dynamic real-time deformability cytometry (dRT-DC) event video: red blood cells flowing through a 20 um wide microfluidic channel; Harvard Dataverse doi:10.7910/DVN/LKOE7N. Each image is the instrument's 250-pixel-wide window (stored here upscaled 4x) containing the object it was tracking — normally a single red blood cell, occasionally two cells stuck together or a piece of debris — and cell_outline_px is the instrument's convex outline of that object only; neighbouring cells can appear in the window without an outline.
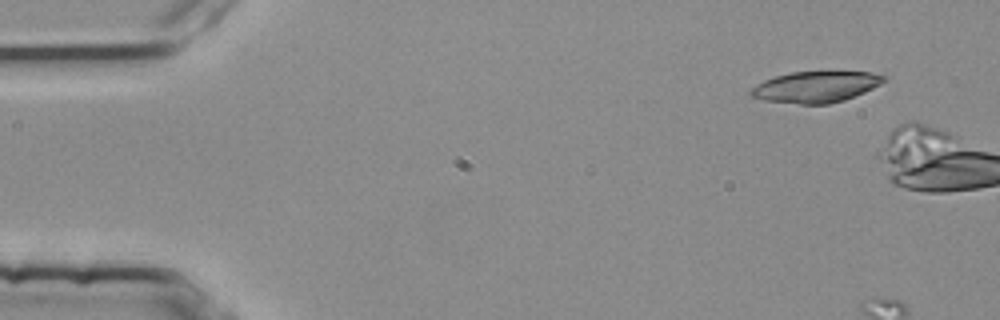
{"species": "common noctule bat (a hibernating species)", "species_latin": "Nyctalus noctula", "temperature_condition": "room temperature", "stored_images_in_passage": 5, "camera_frame_rate_fps": 3000, "um_per_image_px": 0.085, "animal": {"sex": "female", "body_mass_g": 25.1}, "frame": {"image": 1, "passage_image": 1, "time_ms": 0.0, "image_size_px": [1000, 320], "cell_outline_px": [[888, 80], [864, 92], [844, 100], [828, 104], [800, 104], [764, 100], [752, 96], [748, 92], [756, 84], [764, 80], [776, 76], [792, 72], [872, 72], [888, 76]], "centroid_in_image_um": [69.37, 7.38], "position_along_channel_um": 15.6, "area_um2": 24.04}}